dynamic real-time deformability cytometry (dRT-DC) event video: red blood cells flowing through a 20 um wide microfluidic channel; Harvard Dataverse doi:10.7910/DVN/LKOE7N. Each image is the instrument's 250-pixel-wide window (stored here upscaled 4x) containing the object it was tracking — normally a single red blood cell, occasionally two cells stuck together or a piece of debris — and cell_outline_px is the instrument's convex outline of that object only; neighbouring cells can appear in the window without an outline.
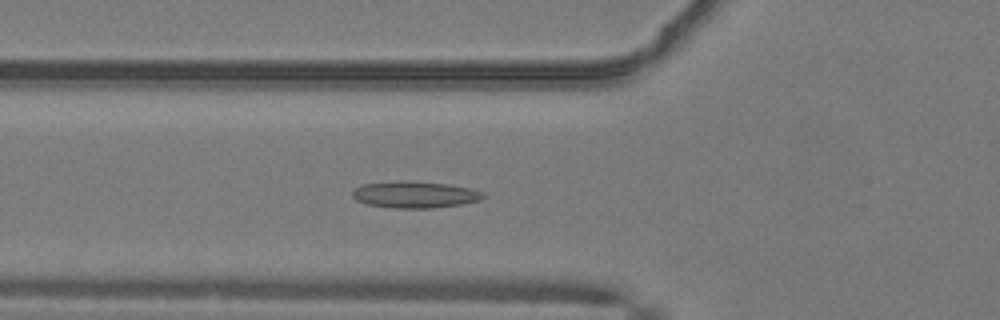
{"species": "common noctule bat (a hibernating species)", "species_latin": "Nyctalus noctula", "temperature_condition": "warm", "stored_images_in_passage": 52, "camera_frame_rate_fps": 3000, "um_per_image_px": 0.085, "animal": {"sex": "male", "body_mass_g": 19.2, "forearm_length_mm": 51.8}, "frame": {"image": 1, "passage_image": 19, "time_ms": 6.0, "image_size_px": [1000, 320], "cell_outline_px": [[484, 196], [480, 200], [460, 204], [432, 208], [392, 208], [368, 204], [356, 200], [352, 196], [352, 192], [356, 188], [364, 184], [400, 180], [404, 180], [448, 184], [472, 188], [484, 192]], "centroid_in_image_um": [35.27, 16.53], "position_along_channel_um": 90.5, "area_um2": 20.29}}
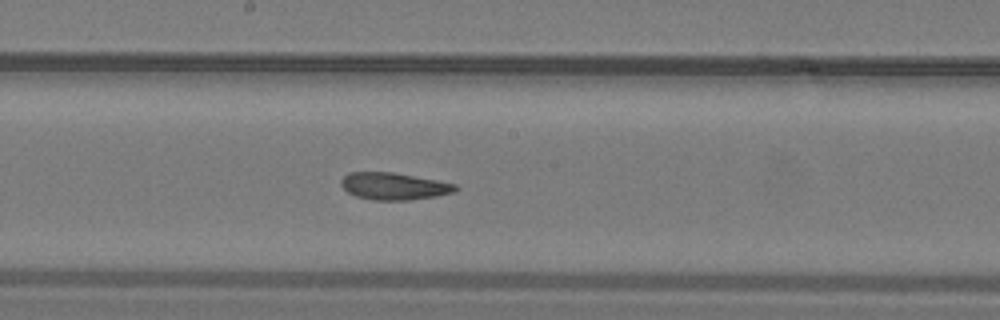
{"frame": {"image": 2, "passage_image": 28, "time_ms": 9.0, "image_size_px": [1000, 320], "cell_outline_px": [[460, 188], [456, 192], [436, 196], [408, 200], [372, 200], [356, 196], [348, 192], [340, 184], [340, 180], [348, 172], [392, 172], [436, 180], [456, 184]], "centroid_in_image_um": [33.49, 15.83], "position_along_channel_um": 214.7, "area_um2": 18.09}}
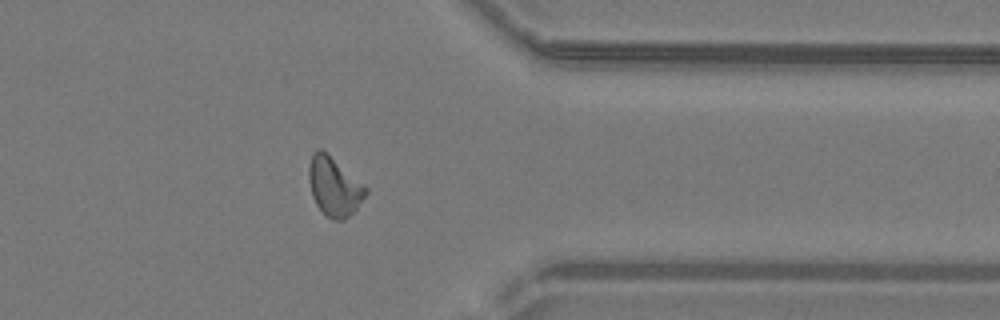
{"frame": {"image": 3, "passage_image": 41, "time_ms": 13.333, "image_size_px": [1000, 320], "cell_outline_px": [[368, 192], [356, 208], [344, 220], [332, 220], [316, 204], [312, 196], [308, 180], [308, 168], [312, 152], [316, 148], [320, 148], [364, 184], [368, 188]], "centroid_in_image_um": [28.38, 15.84], "position_along_channel_um": 383.0, "area_um2": 19.31}, "authors_computed_cell_mechanics": {"area_um2": 18.8717, "velocity_mm_per_s": 4.1234, "shape_relaxation_time_tau1_ms": null, "shape_relaxation_time_tau2_ms": 5.8358, "deformation_change_tau1": null, "deformation_change_tau2": 0.1444}}